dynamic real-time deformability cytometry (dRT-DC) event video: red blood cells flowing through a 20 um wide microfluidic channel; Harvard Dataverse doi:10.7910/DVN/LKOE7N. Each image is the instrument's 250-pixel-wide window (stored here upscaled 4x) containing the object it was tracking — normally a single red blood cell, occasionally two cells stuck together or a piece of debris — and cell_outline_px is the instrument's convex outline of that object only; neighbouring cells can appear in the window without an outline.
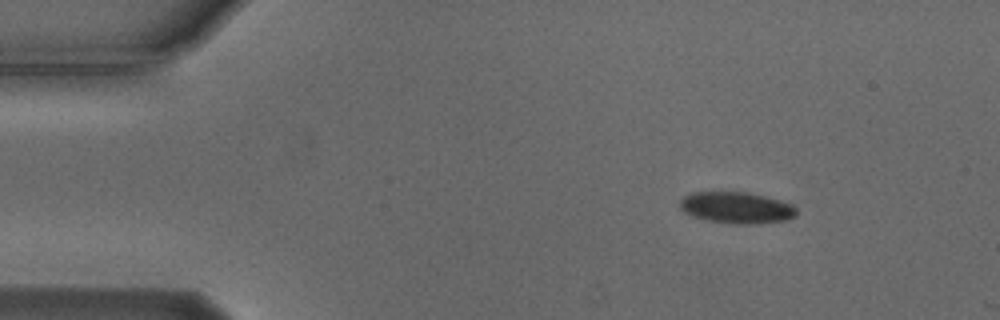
{"species": "Egyptian fruit bat (a non-hibernating species)", "species_latin": "Rousettus aegyptiacus", "temperature_condition": "cold", "stored_images_in_passage": 48, "camera_frame_rate_fps": 3000, "um_per_image_px": 0.085, "animal": {"sex": "male"}, "frame": {"image": 1, "passage_image": 1, "time_ms": 0.0, "image_size_px": [1000, 320], "cell_outline_px": [[796, 216], [784, 220], [756, 224], [736, 224], [708, 220], [692, 216], [684, 212], [680, 208], [680, 200], [684, 196], [692, 192], [748, 192], [780, 200], [792, 204], [796, 208]], "centroid_in_image_um": [62.6, 17.65], "position_along_channel_um": 22.4, "area_um2": 21.33}}
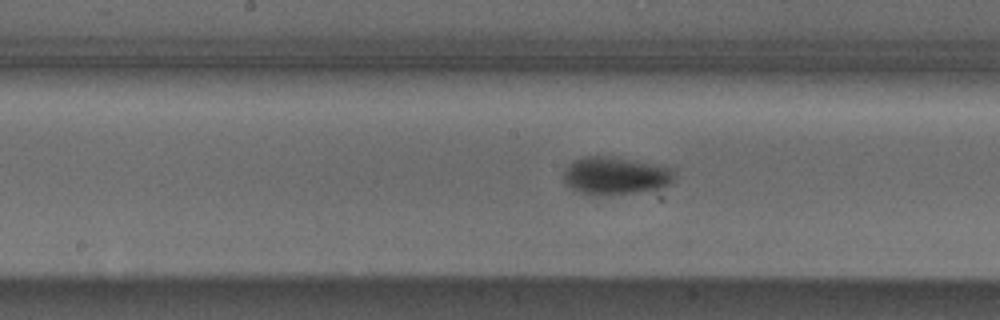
{"frame": {"image": 2, "passage_image": 21, "time_ms": 6.667, "image_size_px": [1000, 320], "cell_outline_px": [[672, 180], [668, 184], [656, 188], [608, 196], [592, 196], [580, 192], [572, 188], [564, 180], [564, 168], [572, 160], [584, 156], [600, 156], [672, 168]], "centroid_in_image_um": [52.18, 14.96], "position_along_channel_um": 196.0, "area_um2": 23.58}}
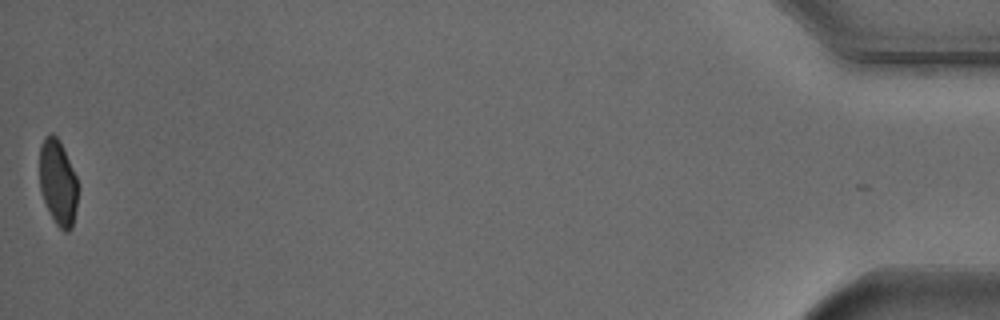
{"frame": {"image": 3, "passage_image": 48, "time_ms": 15.667, "image_size_px": [1000, 320], "cell_outline_px": [[76, 208], [72, 228], [68, 232], [64, 232], [56, 224], [40, 192], [40, 144], [44, 136], [52, 132], [60, 140], [76, 176]], "centroid_in_image_um": [4.91, 15.47], "position_along_channel_um": 430.3, "area_um2": 18.96}, "authors_computed_cell_mechanics": {"area_um2": 21.964, "velocity_mm_per_s": 3.7364, "shape_relaxation_time_tau1_ms": 4.1343, "shape_relaxation_time_tau2_ms": null, "deformation_change_tau1": 0.1112, "deformation_change_tau2": null}}